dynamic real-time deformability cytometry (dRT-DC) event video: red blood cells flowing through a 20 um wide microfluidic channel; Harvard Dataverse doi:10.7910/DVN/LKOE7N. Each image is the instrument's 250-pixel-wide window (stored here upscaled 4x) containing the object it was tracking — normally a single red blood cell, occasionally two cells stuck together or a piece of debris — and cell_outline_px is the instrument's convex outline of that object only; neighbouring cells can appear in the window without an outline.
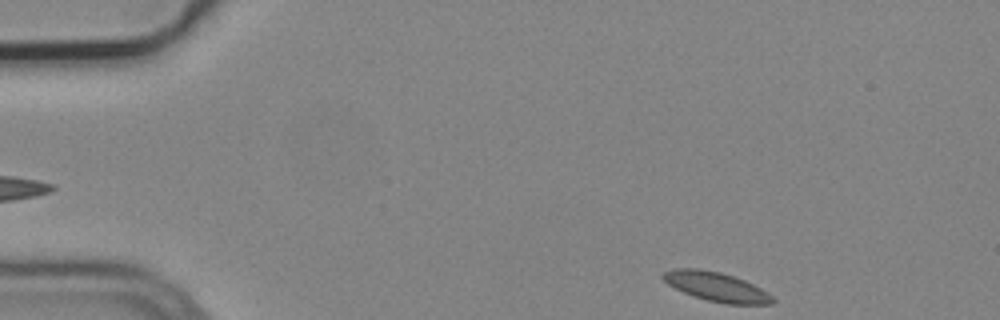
{"species": "common noctule bat (a hibernating species)", "species_latin": "Nyctalus noctula", "temperature_condition": "cold", "stored_images_in_passage": 4, "camera_frame_rate_fps": 3000, "um_per_image_px": 0.085, "animal": {"sex": "male", "body_mass_g": 19.2, "forearm_length_mm": 51.8}, "frame": {"image": 1, "passage_image": 1, "time_ms": 0.0, "image_size_px": [1000, 320], "cell_outline_px": [[776, 300], [772, 304], [728, 304], [708, 300], [684, 292], [668, 284], [660, 276], [664, 272], [676, 268], [700, 268], [720, 272], [744, 280], [768, 292]], "centroid_in_image_um": [60.9, 24.36], "position_along_channel_um": 24.1, "area_um2": 18.44}}
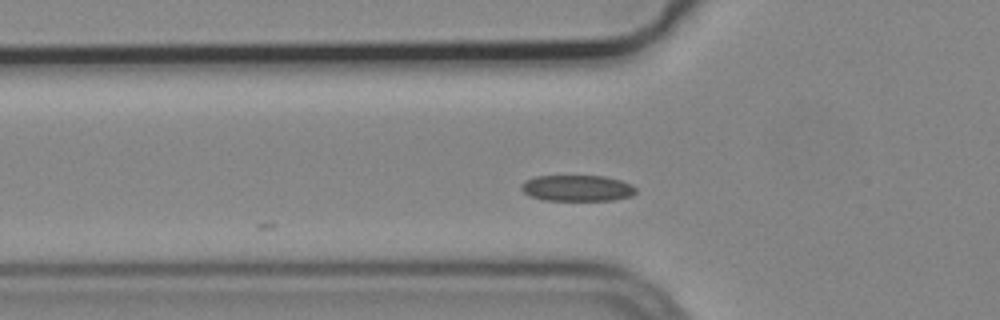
{"frame": {"image": 2, "passage_image": 4, "time_ms": 1.0, "image_size_px": [1000, 320], "cell_outline_px": [[636, 192], [632, 196], [612, 200], [544, 200], [532, 196], [524, 192], [520, 188], [520, 184], [524, 180], [536, 176], [604, 176], [620, 180], [632, 184], [636, 188]], "centroid_in_image_um": [49.06, 15.98], "position_along_channel_um": 76.7, "area_um2": 17.46}}